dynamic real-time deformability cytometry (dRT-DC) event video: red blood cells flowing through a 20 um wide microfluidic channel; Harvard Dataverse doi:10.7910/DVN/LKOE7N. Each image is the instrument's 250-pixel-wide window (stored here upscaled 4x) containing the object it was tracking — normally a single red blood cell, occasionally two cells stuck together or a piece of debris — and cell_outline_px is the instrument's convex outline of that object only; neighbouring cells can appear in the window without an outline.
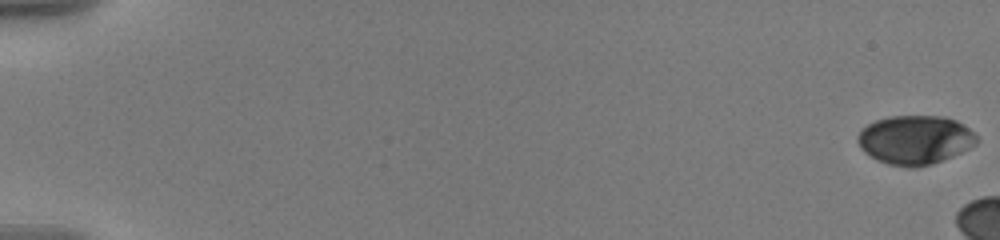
{"species": "human", "species_latin": "Homo sapiens", "temperature_condition": "warm", "stored_images_in_passage": 13, "camera_frame_rate_fps": 3000, "um_per_image_px": 0.085, "donor": {"sex": "male"}, "frame": {"image": 1, "passage_image": 1, "time_ms": 0.0, "image_size_px": [1000, 240], "cell_outline_px": [[976, 144], [952, 156], [932, 164], [916, 168], [908, 168], [888, 164], [876, 160], [864, 152], [860, 148], [856, 140], [856, 136], [868, 124], [876, 120], [888, 116], [944, 116], [956, 120], [968, 128], [976, 136]], "centroid_in_image_um": [77.74, 11.89], "position_along_channel_um": 7.3, "area_um2": 33.99}}